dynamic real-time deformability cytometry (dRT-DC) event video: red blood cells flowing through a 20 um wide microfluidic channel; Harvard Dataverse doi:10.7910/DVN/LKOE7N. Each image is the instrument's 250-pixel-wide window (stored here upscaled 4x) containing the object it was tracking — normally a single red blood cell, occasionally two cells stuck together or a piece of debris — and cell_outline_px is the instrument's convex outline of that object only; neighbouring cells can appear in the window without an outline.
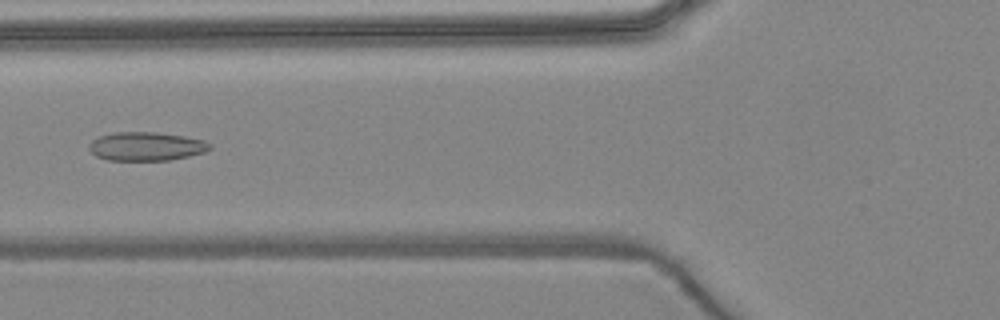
{"species": "common noctule bat (a hibernating species)", "species_latin": "Nyctalus noctula", "temperature_condition": "warm", "stored_images_in_passage": 6, "camera_frame_rate_fps": 3000, "um_per_image_px": 0.085, "animal": {"sex": "female", "body_mass_g": 24.6, "forearm_length_mm": 56.2}, "frame": {"image": 1, "passage_image": 6, "time_ms": 6.333, "image_size_px": [1000, 320], "cell_outline_px": [[212, 148], [204, 152], [188, 156], [168, 160], [108, 160], [96, 156], [88, 148], [88, 144], [92, 140], [100, 136], [116, 132], [156, 132], [184, 136], [204, 140], [212, 144]], "centroid_in_image_um": [12.43, 12.44], "position_along_channel_um": 113.4, "area_um2": 20.17}}